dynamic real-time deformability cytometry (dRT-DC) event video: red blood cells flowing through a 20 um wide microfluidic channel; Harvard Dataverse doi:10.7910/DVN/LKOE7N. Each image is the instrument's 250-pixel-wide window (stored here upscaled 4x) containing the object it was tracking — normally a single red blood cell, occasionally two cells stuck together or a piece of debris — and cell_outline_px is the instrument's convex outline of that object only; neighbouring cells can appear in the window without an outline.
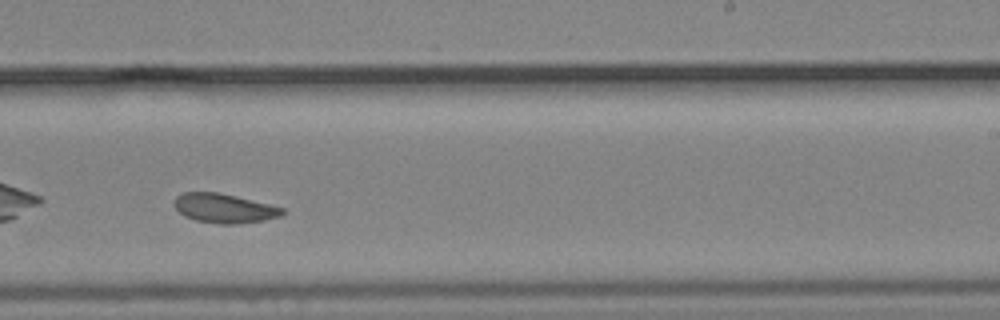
{"species": "common noctule bat (a hibernating species)", "species_latin": "Nyctalus noctula", "temperature_condition": "cold", "stored_images_in_passage": 38, "camera_frame_rate_fps": 3000, "um_per_image_px": 0.085, "animal": {"sex": "male", "body_mass_g": 19.2, "forearm_length_mm": 51.8}, "frame": {"image": 1, "passage_image": 17, "time_ms": 5.333, "image_size_px": [1000, 320], "cell_outline_px": [[284, 212], [280, 216], [264, 220], [232, 224], [220, 224], [196, 220], [184, 216], [176, 208], [176, 196], [180, 192], [216, 192], [236, 196], [284, 208]], "centroid_in_image_um": [19.04, 17.7], "position_along_channel_um": 270.0, "area_um2": 18.15}}